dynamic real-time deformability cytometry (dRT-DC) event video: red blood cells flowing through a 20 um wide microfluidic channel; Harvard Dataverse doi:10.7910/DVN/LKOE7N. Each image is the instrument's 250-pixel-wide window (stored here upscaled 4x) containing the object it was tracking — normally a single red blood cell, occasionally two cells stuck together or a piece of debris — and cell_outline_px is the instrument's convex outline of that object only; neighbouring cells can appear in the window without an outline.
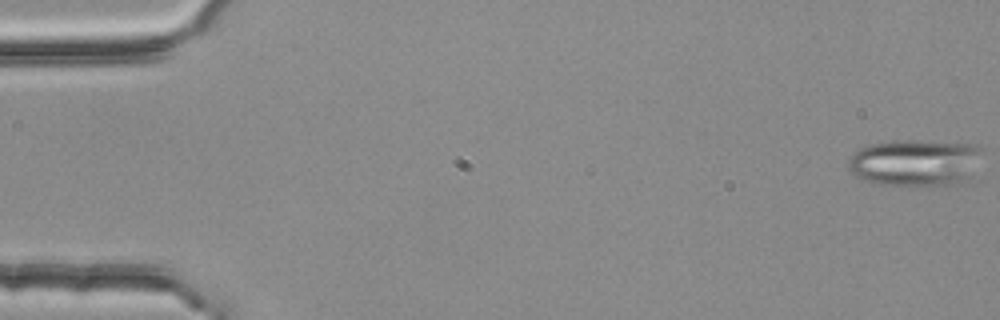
{"species": "common noctule bat (a hibernating species)", "species_latin": "Nyctalus noctula", "temperature_condition": "room temperature", "stored_images_in_passage": 55, "segment_of_instrument_passage": [1, 2], "camera_frame_rate_fps": 3000, "um_per_image_px": 0.085, "animal": {"sex": "female", "body_mass_g": 25.1}, "frame": {"image": 1, "passage_image": 1, "time_ms": 0.0, "image_size_px": [1000, 320], "cell_outline_px": [[984, 148], [968, 176], [960, 184], [876, 184], [864, 180], [856, 176], [848, 168], [848, 160], [860, 148], [868, 144], [892, 140], [916, 140], [976, 144]], "centroid_in_image_um": [77.76, 13.78], "position_along_channel_um": 7.2, "area_um2": 36.13}}